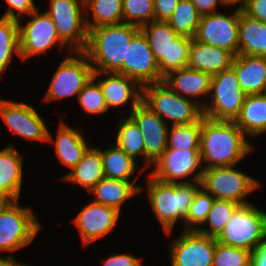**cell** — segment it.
<instances>
[{"mask_svg":"<svg viewBox=\"0 0 266 266\" xmlns=\"http://www.w3.org/2000/svg\"><path fill=\"white\" fill-rule=\"evenodd\" d=\"M252 144L234 121L212 120L202 115L200 155L211 167L235 166L253 150Z\"/></svg>","mask_w":266,"mask_h":266,"instance_id":"cell-1","label":"cell"},{"mask_svg":"<svg viewBox=\"0 0 266 266\" xmlns=\"http://www.w3.org/2000/svg\"><path fill=\"white\" fill-rule=\"evenodd\" d=\"M88 41L83 51L89 58L94 72L122 74L126 62L127 45L140 27L120 23L88 29Z\"/></svg>","mask_w":266,"mask_h":266,"instance_id":"cell-2","label":"cell"},{"mask_svg":"<svg viewBox=\"0 0 266 266\" xmlns=\"http://www.w3.org/2000/svg\"><path fill=\"white\" fill-rule=\"evenodd\" d=\"M149 176L146 192L150 206L164 232L170 235L178 219H186L201 182L165 183Z\"/></svg>","mask_w":266,"mask_h":266,"instance_id":"cell-3","label":"cell"},{"mask_svg":"<svg viewBox=\"0 0 266 266\" xmlns=\"http://www.w3.org/2000/svg\"><path fill=\"white\" fill-rule=\"evenodd\" d=\"M140 30L147 38L163 77L188 66L192 38L180 36L167 21H152Z\"/></svg>","mask_w":266,"mask_h":266,"instance_id":"cell-4","label":"cell"},{"mask_svg":"<svg viewBox=\"0 0 266 266\" xmlns=\"http://www.w3.org/2000/svg\"><path fill=\"white\" fill-rule=\"evenodd\" d=\"M142 101L172 125L191 124L203 115L198 102L180 96L164 81L143 86Z\"/></svg>","mask_w":266,"mask_h":266,"instance_id":"cell-5","label":"cell"},{"mask_svg":"<svg viewBox=\"0 0 266 266\" xmlns=\"http://www.w3.org/2000/svg\"><path fill=\"white\" fill-rule=\"evenodd\" d=\"M266 237V211L253 204L241 205L216 237V241L253 252Z\"/></svg>","mask_w":266,"mask_h":266,"instance_id":"cell-6","label":"cell"},{"mask_svg":"<svg viewBox=\"0 0 266 266\" xmlns=\"http://www.w3.org/2000/svg\"><path fill=\"white\" fill-rule=\"evenodd\" d=\"M211 104L200 105L204 117L212 120L234 121L243 106L246 94L240 87L232 68L212 76L210 93Z\"/></svg>","mask_w":266,"mask_h":266,"instance_id":"cell-7","label":"cell"},{"mask_svg":"<svg viewBox=\"0 0 266 266\" xmlns=\"http://www.w3.org/2000/svg\"><path fill=\"white\" fill-rule=\"evenodd\" d=\"M201 187L214 199L229 200L240 205L250 204L245 200L248 193L260 188V182L235 169L234 166L204 169Z\"/></svg>","mask_w":266,"mask_h":266,"instance_id":"cell-8","label":"cell"},{"mask_svg":"<svg viewBox=\"0 0 266 266\" xmlns=\"http://www.w3.org/2000/svg\"><path fill=\"white\" fill-rule=\"evenodd\" d=\"M51 17L60 39L73 52L84 51L88 41V27L82 11L84 0H50ZM82 8V9H81Z\"/></svg>","mask_w":266,"mask_h":266,"instance_id":"cell-9","label":"cell"},{"mask_svg":"<svg viewBox=\"0 0 266 266\" xmlns=\"http://www.w3.org/2000/svg\"><path fill=\"white\" fill-rule=\"evenodd\" d=\"M18 203L11 201L0 214V251L15 252L30 244L41 229L31 208Z\"/></svg>","mask_w":266,"mask_h":266,"instance_id":"cell-10","label":"cell"},{"mask_svg":"<svg viewBox=\"0 0 266 266\" xmlns=\"http://www.w3.org/2000/svg\"><path fill=\"white\" fill-rule=\"evenodd\" d=\"M73 53L77 56H67L57 68L45 93V102L78 96L93 77L94 71L88 56L83 51Z\"/></svg>","mask_w":266,"mask_h":266,"instance_id":"cell-11","label":"cell"},{"mask_svg":"<svg viewBox=\"0 0 266 266\" xmlns=\"http://www.w3.org/2000/svg\"><path fill=\"white\" fill-rule=\"evenodd\" d=\"M37 8L29 16L32 17L26 25L19 21V57L26 61L30 56L41 54L53 45L65 46L59 37L51 17ZM59 43V44H58Z\"/></svg>","mask_w":266,"mask_h":266,"instance_id":"cell-12","label":"cell"},{"mask_svg":"<svg viewBox=\"0 0 266 266\" xmlns=\"http://www.w3.org/2000/svg\"><path fill=\"white\" fill-rule=\"evenodd\" d=\"M240 6L231 15L212 13L202 15L194 39L238 54Z\"/></svg>","mask_w":266,"mask_h":266,"instance_id":"cell-13","label":"cell"},{"mask_svg":"<svg viewBox=\"0 0 266 266\" xmlns=\"http://www.w3.org/2000/svg\"><path fill=\"white\" fill-rule=\"evenodd\" d=\"M200 165V149L178 151L167 148L154 163L155 168L150 175L165 183L200 182L204 172V168L197 170ZM192 173L194 175L191 176V181L184 179Z\"/></svg>","mask_w":266,"mask_h":266,"instance_id":"cell-14","label":"cell"},{"mask_svg":"<svg viewBox=\"0 0 266 266\" xmlns=\"http://www.w3.org/2000/svg\"><path fill=\"white\" fill-rule=\"evenodd\" d=\"M122 75L135 80L141 87L164 81L158 61L141 30L133 36L130 45H127L126 62H123Z\"/></svg>","mask_w":266,"mask_h":266,"instance_id":"cell-15","label":"cell"},{"mask_svg":"<svg viewBox=\"0 0 266 266\" xmlns=\"http://www.w3.org/2000/svg\"><path fill=\"white\" fill-rule=\"evenodd\" d=\"M172 242L171 266H212L215 237L200 234L197 230H183Z\"/></svg>","mask_w":266,"mask_h":266,"instance_id":"cell-16","label":"cell"},{"mask_svg":"<svg viewBox=\"0 0 266 266\" xmlns=\"http://www.w3.org/2000/svg\"><path fill=\"white\" fill-rule=\"evenodd\" d=\"M0 116L16 135L26 140L47 142L48 128L33 106L0 99Z\"/></svg>","mask_w":266,"mask_h":266,"instance_id":"cell-17","label":"cell"},{"mask_svg":"<svg viewBox=\"0 0 266 266\" xmlns=\"http://www.w3.org/2000/svg\"><path fill=\"white\" fill-rule=\"evenodd\" d=\"M138 125L144 136L146 166L153 165L167 149L168 125L142 100L129 115Z\"/></svg>","mask_w":266,"mask_h":266,"instance_id":"cell-18","label":"cell"},{"mask_svg":"<svg viewBox=\"0 0 266 266\" xmlns=\"http://www.w3.org/2000/svg\"><path fill=\"white\" fill-rule=\"evenodd\" d=\"M119 215L120 212L114 208L94 201L83 207L74 219V224L78 228L83 245L91 244L113 231Z\"/></svg>","mask_w":266,"mask_h":266,"instance_id":"cell-19","label":"cell"},{"mask_svg":"<svg viewBox=\"0 0 266 266\" xmlns=\"http://www.w3.org/2000/svg\"><path fill=\"white\" fill-rule=\"evenodd\" d=\"M108 75L106 79L98 81V76ZM93 78L102 89L108 109L126 105L131 100L132 110L142 100V87L133 79L119 73H99L94 72ZM137 87L139 89H137Z\"/></svg>","mask_w":266,"mask_h":266,"instance_id":"cell-20","label":"cell"},{"mask_svg":"<svg viewBox=\"0 0 266 266\" xmlns=\"http://www.w3.org/2000/svg\"><path fill=\"white\" fill-rule=\"evenodd\" d=\"M231 68L246 95L266 93V57L237 54Z\"/></svg>","mask_w":266,"mask_h":266,"instance_id":"cell-21","label":"cell"},{"mask_svg":"<svg viewBox=\"0 0 266 266\" xmlns=\"http://www.w3.org/2000/svg\"><path fill=\"white\" fill-rule=\"evenodd\" d=\"M234 55L222 48L191 40L188 68L214 76L232 67Z\"/></svg>","mask_w":266,"mask_h":266,"instance_id":"cell-22","label":"cell"},{"mask_svg":"<svg viewBox=\"0 0 266 266\" xmlns=\"http://www.w3.org/2000/svg\"><path fill=\"white\" fill-rule=\"evenodd\" d=\"M57 138L53 139L48 130L47 142H53L59 162L72 169L90 148L78 131L61 122L58 127Z\"/></svg>","mask_w":266,"mask_h":266,"instance_id":"cell-23","label":"cell"},{"mask_svg":"<svg viewBox=\"0 0 266 266\" xmlns=\"http://www.w3.org/2000/svg\"><path fill=\"white\" fill-rule=\"evenodd\" d=\"M212 76L188 67L174 70L164 77V82L184 98L201 97L210 93Z\"/></svg>","mask_w":266,"mask_h":266,"instance_id":"cell-24","label":"cell"},{"mask_svg":"<svg viewBox=\"0 0 266 266\" xmlns=\"http://www.w3.org/2000/svg\"><path fill=\"white\" fill-rule=\"evenodd\" d=\"M23 157L10 145L0 150V194L19 201L23 178Z\"/></svg>","mask_w":266,"mask_h":266,"instance_id":"cell-25","label":"cell"},{"mask_svg":"<svg viewBox=\"0 0 266 266\" xmlns=\"http://www.w3.org/2000/svg\"><path fill=\"white\" fill-rule=\"evenodd\" d=\"M142 187L135 185L134 181H123L104 177L89 192L96 203L121 211L122 204L142 191Z\"/></svg>","mask_w":266,"mask_h":266,"instance_id":"cell-26","label":"cell"},{"mask_svg":"<svg viewBox=\"0 0 266 266\" xmlns=\"http://www.w3.org/2000/svg\"><path fill=\"white\" fill-rule=\"evenodd\" d=\"M238 54L266 57V23L245 15L240 7Z\"/></svg>","mask_w":266,"mask_h":266,"instance_id":"cell-27","label":"cell"},{"mask_svg":"<svg viewBox=\"0 0 266 266\" xmlns=\"http://www.w3.org/2000/svg\"><path fill=\"white\" fill-rule=\"evenodd\" d=\"M104 177L101 149L93 146L87 150L81 161L61 180L78 184L89 192Z\"/></svg>","mask_w":266,"mask_h":266,"instance_id":"cell-28","label":"cell"},{"mask_svg":"<svg viewBox=\"0 0 266 266\" xmlns=\"http://www.w3.org/2000/svg\"><path fill=\"white\" fill-rule=\"evenodd\" d=\"M235 124L247 136L266 132V93L246 95Z\"/></svg>","mask_w":266,"mask_h":266,"instance_id":"cell-29","label":"cell"},{"mask_svg":"<svg viewBox=\"0 0 266 266\" xmlns=\"http://www.w3.org/2000/svg\"><path fill=\"white\" fill-rule=\"evenodd\" d=\"M103 172L106 178L130 181L136 173V161L117 146L101 149Z\"/></svg>","mask_w":266,"mask_h":266,"instance_id":"cell-30","label":"cell"},{"mask_svg":"<svg viewBox=\"0 0 266 266\" xmlns=\"http://www.w3.org/2000/svg\"><path fill=\"white\" fill-rule=\"evenodd\" d=\"M122 6L123 0H84L92 13V21L86 18L88 29L123 23Z\"/></svg>","mask_w":266,"mask_h":266,"instance_id":"cell-31","label":"cell"},{"mask_svg":"<svg viewBox=\"0 0 266 266\" xmlns=\"http://www.w3.org/2000/svg\"><path fill=\"white\" fill-rule=\"evenodd\" d=\"M116 146L122 149L127 155L135 161L138 156H144L145 145L144 136L142 135L137 123L130 117L121 119L116 134Z\"/></svg>","mask_w":266,"mask_h":266,"instance_id":"cell-32","label":"cell"},{"mask_svg":"<svg viewBox=\"0 0 266 266\" xmlns=\"http://www.w3.org/2000/svg\"><path fill=\"white\" fill-rule=\"evenodd\" d=\"M202 116L191 124L172 125L167 133V148L184 151L200 149Z\"/></svg>","mask_w":266,"mask_h":266,"instance_id":"cell-33","label":"cell"},{"mask_svg":"<svg viewBox=\"0 0 266 266\" xmlns=\"http://www.w3.org/2000/svg\"><path fill=\"white\" fill-rule=\"evenodd\" d=\"M19 56V21L0 18V74L12 61L14 54Z\"/></svg>","mask_w":266,"mask_h":266,"instance_id":"cell-34","label":"cell"},{"mask_svg":"<svg viewBox=\"0 0 266 266\" xmlns=\"http://www.w3.org/2000/svg\"><path fill=\"white\" fill-rule=\"evenodd\" d=\"M200 18L201 15L191 0H180L167 22L180 36L194 38Z\"/></svg>","mask_w":266,"mask_h":266,"instance_id":"cell-35","label":"cell"},{"mask_svg":"<svg viewBox=\"0 0 266 266\" xmlns=\"http://www.w3.org/2000/svg\"><path fill=\"white\" fill-rule=\"evenodd\" d=\"M240 206V204L229 200L214 199L205 221V223L208 222V229L199 227L197 231L200 234L216 238Z\"/></svg>","mask_w":266,"mask_h":266,"instance_id":"cell-36","label":"cell"},{"mask_svg":"<svg viewBox=\"0 0 266 266\" xmlns=\"http://www.w3.org/2000/svg\"><path fill=\"white\" fill-rule=\"evenodd\" d=\"M123 23L138 27L155 20L153 0H123Z\"/></svg>","mask_w":266,"mask_h":266,"instance_id":"cell-37","label":"cell"},{"mask_svg":"<svg viewBox=\"0 0 266 266\" xmlns=\"http://www.w3.org/2000/svg\"><path fill=\"white\" fill-rule=\"evenodd\" d=\"M213 202L214 198L202 187L199 188L194 196L193 202L184 221L186 226L184 230H197L200 227L196 226L197 224H205Z\"/></svg>","mask_w":266,"mask_h":266,"instance_id":"cell-38","label":"cell"},{"mask_svg":"<svg viewBox=\"0 0 266 266\" xmlns=\"http://www.w3.org/2000/svg\"><path fill=\"white\" fill-rule=\"evenodd\" d=\"M94 78L84 86L78 94V101L82 108L90 114H101L108 111L100 84Z\"/></svg>","mask_w":266,"mask_h":266,"instance_id":"cell-39","label":"cell"},{"mask_svg":"<svg viewBox=\"0 0 266 266\" xmlns=\"http://www.w3.org/2000/svg\"><path fill=\"white\" fill-rule=\"evenodd\" d=\"M252 252L216 242L212 266H250Z\"/></svg>","mask_w":266,"mask_h":266,"instance_id":"cell-40","label":"cell"},{"mask_svg":"<svg viewBox=\"0 0 266 266\" xmlns=\"http://www.w3.org/2000/svg\"><path fill=\"white\" fill-rule=\"evenodd\" d=\"M9 7L2 17L12 18L15 20H19L22 13L23 15H30L33 11H35L38 7L35 6L33 0H6ZM17 11V14L16 12Z\"/></svg>","mask_w":266,"mask_h":266,"instance_id":"cell-41","label":"cell"},{"mask_svg":"<svg viewBox=\"0 0 266 266\" xmlns=\"http://www.w3.org/2000/svg\"><path fill=\"white\" fill-rule=\"evenodd\" d=\"M240 7L248 17L266 23V0H246Z\"/></svg>","mask_w":266,"mask_h":266,"instance_id":"cell-42","label":"cell"},{"mask_svg":"<svg viewBox=\"0 0 266 266\" xmlns=\"http://www.w3.org/2000/svg\"><path fill=\"white\" fill-rule=\"evenodd\" d=\"M156 21H168L180 0H153Z\"/></svg>","mask_w":266,"mask_h":266,"instance_id":"cell-43","label":"cell"},{"mask_svg":"<svg viewBox=\"0 0 266 266\" xmlns=\"http://www.w3.org/2000/svg\"><path fill=\"white\" fill-rule=\"evenodd\" d=\"M104 266H142L140 258L134 257L132 254H115L104 259Z\"/></svg>","mask_w":266,"mask_h":266,"instance_id":"cell-44","label":"cell"},{"mask_svg":"<svg viewBox=\"0 0 266 266\" xmlns=\"http://www.w3.org/2000/svg\"><path fill=\"white\" fill-rule=\"evenodd\" d=\"M193 5L196 7L198 13L202 15L212 14L217 12V6L224 4L223 0H191ZM219 3V4H218Z\"/></svg>","mask_w":266,"mask_h":266,"instance_id":"cell-45","label":"cell"},{"mask_svg":"<svg viewBox=\"0 0 266 266\" xmlns=\"http://www.w3.org/2000/svg\"><path fill=\"white\" fill-rule=\"evenodd\" d=\"M250 266H266V237L252 252Z\"/></svg>","mask_w":266,"mask_h":266,"instance_id":"cell-46","label":"cell"},{"mask_svg":"<svg viewBox=\"0 0 266 266\" xmlns=\"http://www.w3.org/2000/svg\"><path fill=\"white\" fill-rule=\"evenodd\" d=\"M0 266H26V265L21 264L18 261L14 260L13 256L10 255L4 258L0 257Z\"/></svg>","mask_w":266,"mask_h":266,"instance_id":"cell-47","label":"cell"},{"mask_svg":"<svg viewBox=\"0 0 266 266\" xmlns=\"http://www.w3.org/2000/svg\"><path fill=\"white\" fill-rule=\"evenodd\" d=\"M11 200L5 195L0 194V214L10 204Z\"/></svg>","mask_w":266,"mask_h":266,"instance_id":"cell-48","label":"cell"},{"mask_svg":"<svg viewBox=\"0 0 266 266\" xmlns=\"http://www.w3.org/2000/svg\"><path fill=\"white\" fill-rule=\"evenodd\" d=\"M223 1H224L226 6L227 5H234L235 3L236 4L239 3L240 4L239 6H241L246 0H223Z\"/></svg>","mask_w":266,"mask_h":266,"instance_id":"cell-49","label":"cell"}]
</instances>
